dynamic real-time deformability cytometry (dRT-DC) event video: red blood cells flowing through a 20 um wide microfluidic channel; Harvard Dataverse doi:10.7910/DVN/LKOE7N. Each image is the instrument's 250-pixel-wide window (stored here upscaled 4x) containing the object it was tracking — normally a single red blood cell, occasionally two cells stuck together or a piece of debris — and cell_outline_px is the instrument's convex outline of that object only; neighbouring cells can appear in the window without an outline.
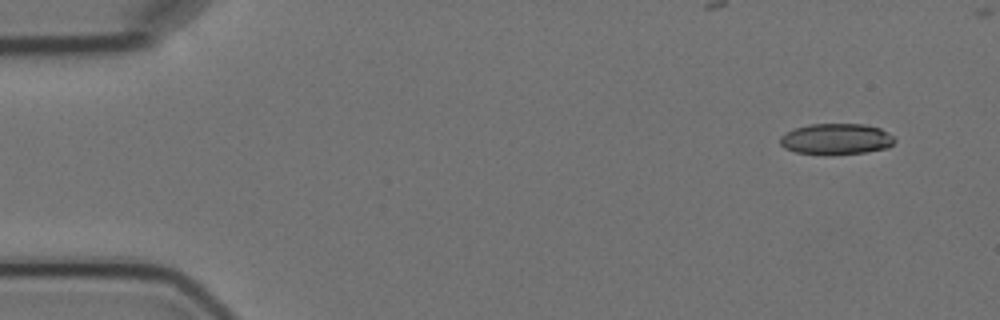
{"species": "Egyptian fruit bat (a non-hibernating species)", "species_latin": "Rousettus aegyptiacus", "temperature_condition": "cold", "stored_images_in_passage": 3, "camera_frame_rate_fps": 3000, "um_per_image_px": 0.085, "animal": {"sex": "female"}, "frame": {"image": 1, "passage_image": 3, "time_ms": 2.333, "image_size_px": [1000, 320], "cell_outline_px": [[896, 140], [888, 148], [864, 152], [832, 156], [824, 156], [796, 152], [784, 148], [780, 144], [780, 136], [796, 128], [808, 124], [864, 124], [880, 128], [892, 136]], "centroid_in_image_um": [71.06, 11.84], "position_along_channel_um": 13.9, "area_um2": 20.98}}